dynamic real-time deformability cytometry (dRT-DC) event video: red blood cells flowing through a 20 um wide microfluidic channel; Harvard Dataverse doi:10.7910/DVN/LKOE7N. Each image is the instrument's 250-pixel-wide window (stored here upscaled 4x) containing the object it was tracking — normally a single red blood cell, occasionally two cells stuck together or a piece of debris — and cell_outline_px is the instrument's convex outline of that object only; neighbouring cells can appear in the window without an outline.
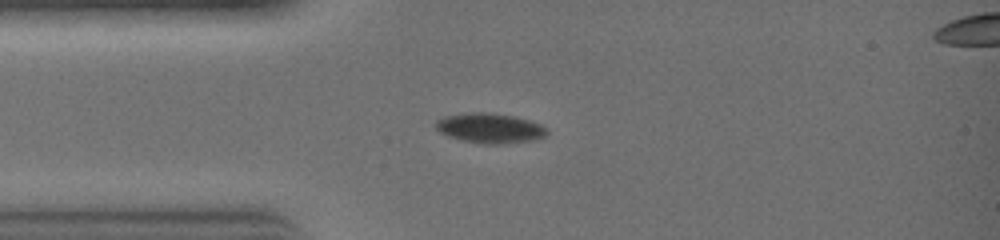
{"species": "common noctule bat (a hibernating species)", "species_latin": "Nyctalus noctula", "temperature_condition": "warm", "stored_images_in_passage": 25, "segment_of_instrument_passage": [1, 2], "camera_frame_rate_fps": 3000, "um_per_image_px": 0.085, "animal": {"sex": "female", "body_mass_g": 19.0, "forearm_length_mm": 51.5}, "frame": {"image": 1, "passage_image": 1, "time_ms": 0.0, "image_size_px": [1000, 240], "cell_outline_px": [[548, 136], [536, 140], [504, 144], [480, 144], [460, 140], [448, 136], [440, 132], [436, 128], [436, 120], [444, 116], [472, 112], [488, 112], [512, 116], [544, 124], [548, 128]], "centroid_in_image_um": [41.7, 10.91], "position_along_channel_um": 43.3, "area_um2": 19.77}}
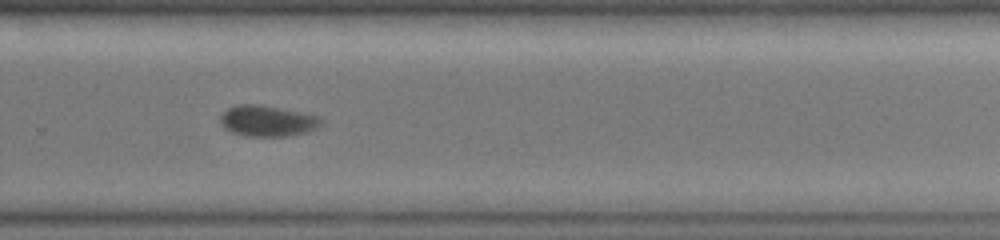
{"frame": {"image": 2, "passage_image": 14, "time_ms": 4.333, "image_size_px": [1000, 240], "cell_outline_px": [[324, 120], [316, 128], [304, 132], [284, 136], [244, 136], [232, 132], [224, 128], [220, 124], [220, 116], [228, 108], [236, 104], [260, 104], [320, 116]], "centroid_in_image_um": [22.7, 10.27], "position_along_channel_um": 307.1, "area_um2": 18.15}}
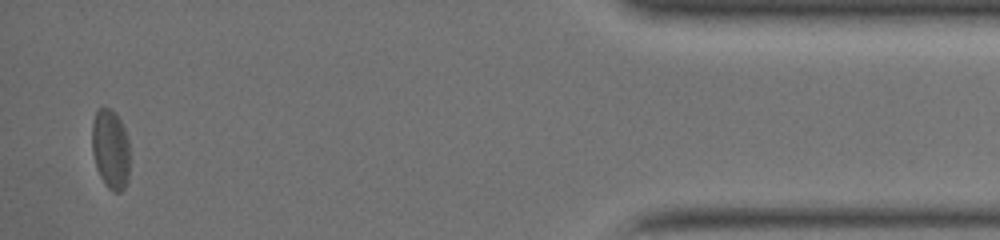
{"frame": {"image": 3, "passage_image": 23, "time_ms": 7.333, "image_size_px": [1000, 240], "cell_outline_px": [[128, 180], [124, 188], [120, 192], [112, 192], [104, 184], [96, 168], [92, 152], [92, 120], [96, 112], [100, 108], [112, 108], [116, 112], [124, 128], [128, 140]], "centroid_in_image_um": [9.38, 12.68], "position_along_channel_um": 425.8, "area_um2": 17.69}}